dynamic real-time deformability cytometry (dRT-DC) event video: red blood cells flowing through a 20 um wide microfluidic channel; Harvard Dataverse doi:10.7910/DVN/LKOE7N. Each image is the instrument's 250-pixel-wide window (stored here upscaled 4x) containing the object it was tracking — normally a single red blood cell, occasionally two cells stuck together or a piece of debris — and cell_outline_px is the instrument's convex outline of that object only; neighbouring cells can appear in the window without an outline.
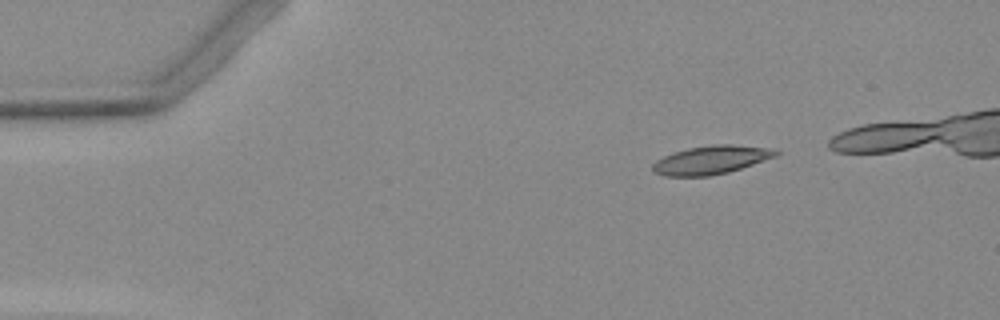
{"species": "Egyptian fruit bat (a non-hibernating species)", "species_latin": "Rousettus aegyptiacus", "temperature_condition": "warm", "stored_images_in_passage": 4, "camera_frame_rate_fps": 3000, "um_per_image_px": 0.085, "animal": {"sex": "female"}, "frame": {"image": 1, "passage_image": 1, "time_ms": 0.0, "image_size_px": [1000, 320], "cell_outline_px": [[780, 152], [776, 156], [728, 172], [708, 176], [664, 176], [656, 172], [652, 168], [652, 164], [656, 160], [664, 156], [688, 148], [712, 144], [732, 144], [768, 148]], "centroid_in_image_um": [60.42, 13.59], "position_along_channel_um": 24.6, "area_um2": 20.11}}